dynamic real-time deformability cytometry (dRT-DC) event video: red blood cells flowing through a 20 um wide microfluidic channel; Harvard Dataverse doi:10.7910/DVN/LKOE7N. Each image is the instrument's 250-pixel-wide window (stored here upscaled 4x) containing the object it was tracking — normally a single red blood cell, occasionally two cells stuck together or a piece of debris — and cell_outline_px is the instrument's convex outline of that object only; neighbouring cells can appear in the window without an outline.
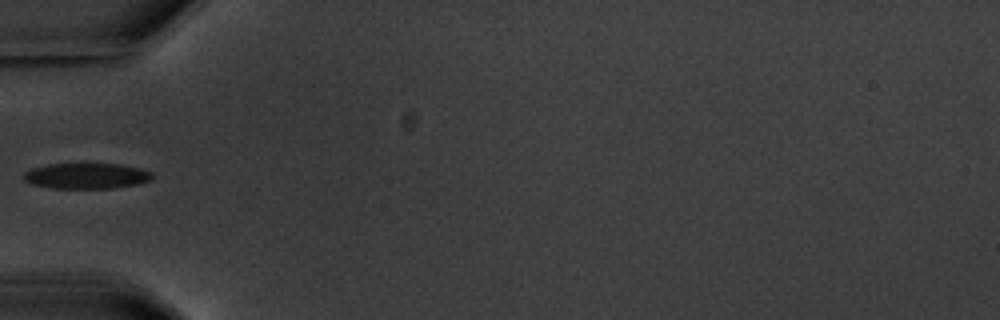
{"species": "common noctule bat (a hibernating species)", "species_latin": "Nyctalus noctula", "temperature_condition": "warm", "stored_images_in_passage": 7, "camera_frame_rate_fps": 3000, "um_per_image_px": 0.085, "animal": {"sex": "male", "body_mass_g": 20.1, "forearm_length_mm": 53.5}, "frame": {"image": 1, "passage_image": 3, "time_ms": 3.0, "image_size_px": [1000, 320], "cell_outline_px": [[152, 176], [148, 180], [136, 184], [108, 188], [52, 188], [32, 184], [24, 180], [24, 172], [32, 168], [48, 164], [124, 164], [140, 168], [152, 172]], "centroid_in_image_um": [7.32, 14.94], "position_along_channel_um": 77.7, "area_um2": 19.02}}